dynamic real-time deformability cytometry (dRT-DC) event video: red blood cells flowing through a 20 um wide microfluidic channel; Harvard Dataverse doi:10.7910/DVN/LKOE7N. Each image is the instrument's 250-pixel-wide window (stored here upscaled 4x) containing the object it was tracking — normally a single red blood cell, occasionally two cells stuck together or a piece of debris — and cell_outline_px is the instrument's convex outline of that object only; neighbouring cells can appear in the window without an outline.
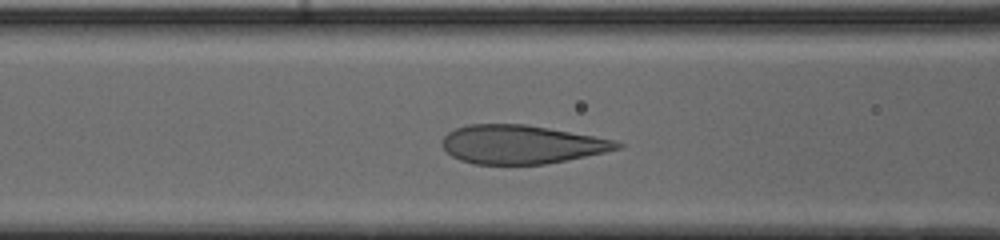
{"species": "human", "species_latin": "Homo sapiens", "temperature_condition": "cold", "stored_images_in_passage": 35, "camera_frame_rate_fps": 3000, "um_per_image_px": 0.085, "donor": {"sex": "male"}, "frame": {"image": 1, "passage_image": 13, "time_ms": 4.0, "image_size_px": [1000, 240], "cell_outline_px": [[624, 144], [620, 148], [604, 152], [544, 164], [476, 164], [460, 160], [452, 156], [444, 148], [444, 136], [448, 132], [456, 128], [468, 124], [524, 124], [548, 128], [592, 136], [612, 140]], "centroid_in_image_um": [44.28, 12.27], "position_along_channel_um": 122.3, "area_um2": 38.73}}
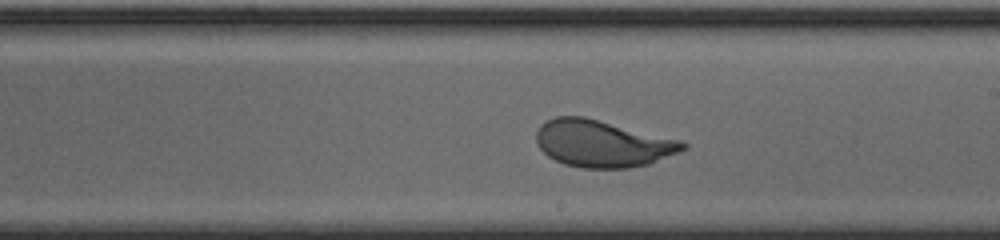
{"frame": {"image": 2, "passage_image": 22, "time_ms": 7.0, "image_size_px": [1000, 240], "cell_outline_px": [[688, 148], [648, 164], [628, 168], [584, 168], [564, 164], [548, 156], [540, 148], [536, 140], [536, 132], [540, 124], [556, 116], [584, 116], [680, 140], [688, 144]], "centroid_in_image_um": [51.19, 12.2], "position_along_channel_um": 237.8, "area_um2": 39.88}}
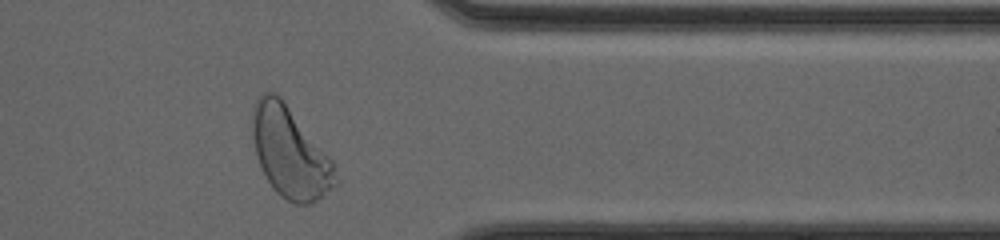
{"frame": {"image": 3, "passage_image": 34, "time_ms": 11.0, "image_size_px": [1000, 240], "cell_outline_px": [[340, 184], [312, 204], [296, 204], [288, 200], [276, 192], [268, 180], [260, 164], [256, 152], [252, 136], [252, 108], [256, 100], [264, 92], [276, 92], [280, 96], [332, 160], [340, 180]], "centroid_in_image_um": [24.68, 12.98], "position_along_channel_um": 386.7, "area_um2": 43.75}, "authors_computed_cell_mechanics": {"area_um2": 39.882, "velocity_mm_per_s": 3.8707, "shape_relaxation_time_tau1_ms": 2.8154, "shape_relaxation_time_tau2_ms": null, "deformation_change_tau1": 0.1427, "deformation_change_tau2": null}}